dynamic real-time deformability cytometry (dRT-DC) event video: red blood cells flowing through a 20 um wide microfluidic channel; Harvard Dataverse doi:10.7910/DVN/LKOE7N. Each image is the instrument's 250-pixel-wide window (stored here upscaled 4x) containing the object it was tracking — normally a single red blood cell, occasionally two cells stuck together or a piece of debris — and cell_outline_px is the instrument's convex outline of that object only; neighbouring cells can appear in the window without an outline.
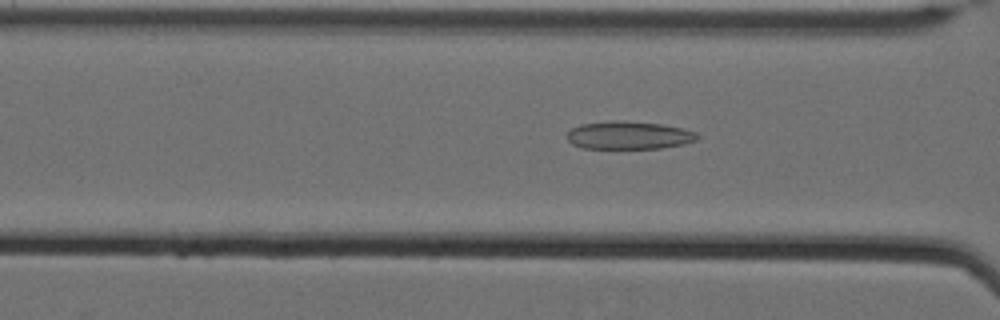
{"species": "Egyptian fruit bat (a non-hibernating species)", "species_latin": "Rousettus aegyptiacus", "temperature_condition": "cold", "stored_images_in_passage": 57, "camera_frame_rate_fps": 3000, "um_per_image_px": 0.085, "animal": {"sex": "female"}, "frame": {"image": 1, "passage_image": 24, "time_ms": 7.667, "image_size_px": [1000, 320], "cell_outline_px": [[700, 136], [696, 140], [684, 144], [660, 148], [584, 148], [572, 144], [564, 136], [572, 128], [580, 124], [608, 120], [624, 120], [660, 124], [684, 128], [696, 132]], "centroid_in_image_um": [53.43, 11.48], "position_along_channel_um": 113.2, "area_um2": 21.44}}
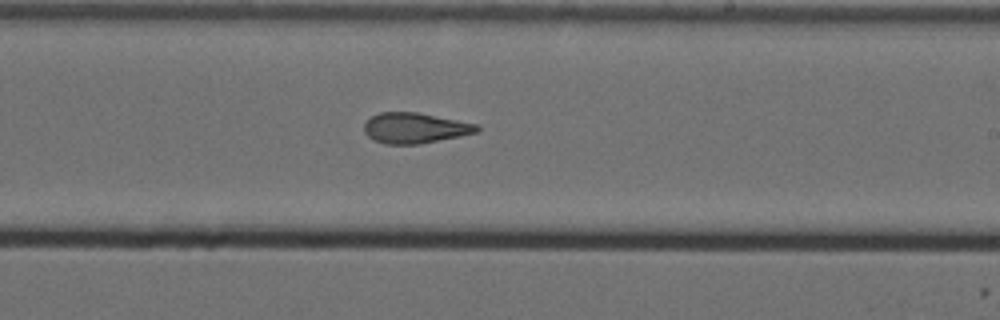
{"frame": {"image": 2, "passage_image": 36, "time_ms": 11.667, "image_size_px": [1000, 320], "cell_outline_px": [[480, 128], [476, 132], [460, 136], [420, 144], [384, 144], [372, 140], [364, 132], [364, 124], [372, 116], [380, 112], [416, 112], [476, 124]], "centroid_in_image_um": [35.22, 10.89], "position_along_channel_um": 253.8, "area_um2": 19.88}}
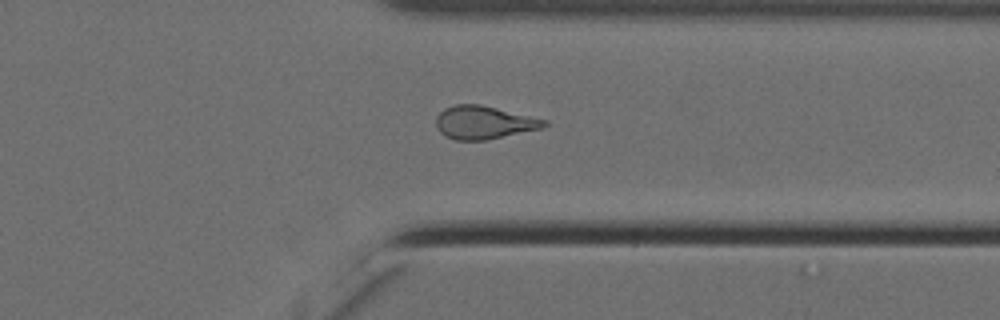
{"frame": {"image": 3, "passage_image": 46, "time_ms": 15.0, "image_size_px": [1000, 320], "cell_outline_px": [[548, 124], [540, 128], [484, 140], [456, 140], [444, 136], [436, 128], [436, 116], [444, 108], [456, 104], [480, 104], [548, 120]], "centroid_in_image_um": [41.08, 10.4], "position_along_channel_um": 370.3, "area_um2": 20.69}, "authors_computed_cell_mechanics": {"area_um2": 21.0392, "velocity_mm_per_s": 3.4908, "shape_relaxation_time_tau1_ms": null, "shape_relaxation_time_tau2_ms": 2.4381, "deformation_change_tau1": null, "deformation_change_tau2": 0.1118}}